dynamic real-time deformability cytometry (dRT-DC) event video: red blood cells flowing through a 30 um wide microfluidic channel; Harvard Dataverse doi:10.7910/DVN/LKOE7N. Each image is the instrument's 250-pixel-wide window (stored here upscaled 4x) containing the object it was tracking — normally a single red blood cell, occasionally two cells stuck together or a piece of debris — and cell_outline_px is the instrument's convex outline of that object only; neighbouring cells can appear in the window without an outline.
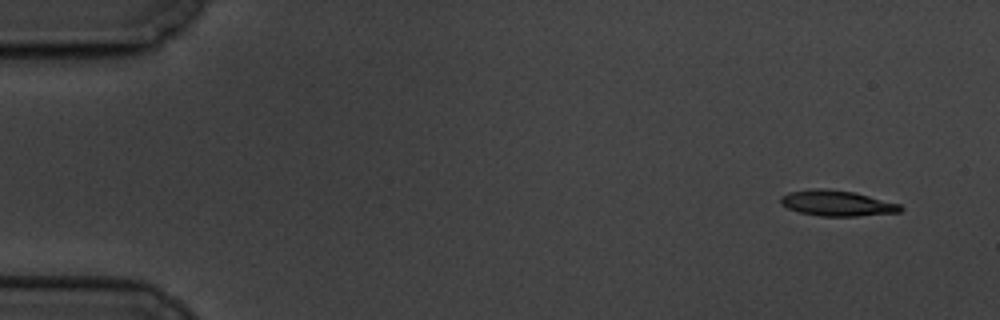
{"species": "common noctule bat (a hibernating species)", "species_latin": "Nyctalus noctula", "temperature_condition": "cold", "stored_images_in_passage": 5, "camera_frame_rate_fps": 3000, "um_per_image_px": 0.085, "animal": {"sex": "male", "body_mass_g": 19.5, "forearm_length_mm": 54.6}, "frame": {"image": 1, "passage_image": 1, "time_ms": 0.0, "image_size_px": [1000, 320], "cell_outline_px": [[904, 208], [900, 212], [856, 216], [820, 216], [800, 212], [788, 208], [780, 204], [780, 196], [788, 192], [816, 188], [828, 188], [856, 192], [900, 204]], "centroid_in_image_um": [71.14, 17.26], "position_along_channel_um": 13.9, "area_um2": 18.03}}
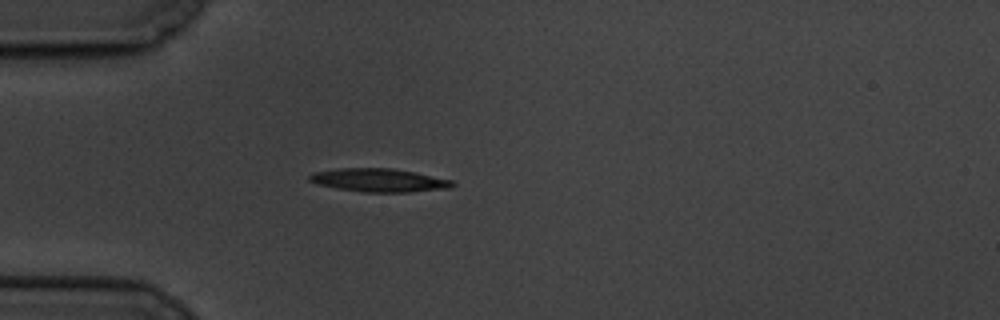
{"frame": {"image": 2, "passage_image": 4, "time_ms": 4.333, "image_size_px": [1000, 320], "cell_outline_px": [[456, 184], [452, 188], [408, 192], [364, 192], [336, 188], [316, 184], [308, 180], [308, 176], [312, 172], [340, 168], [392, 168], [416, 172], [452, 180]], "centroid_in_image_um": [32.22, 15.31], "position_along_channel_um": 52.8, "area_um2": 19.59}}